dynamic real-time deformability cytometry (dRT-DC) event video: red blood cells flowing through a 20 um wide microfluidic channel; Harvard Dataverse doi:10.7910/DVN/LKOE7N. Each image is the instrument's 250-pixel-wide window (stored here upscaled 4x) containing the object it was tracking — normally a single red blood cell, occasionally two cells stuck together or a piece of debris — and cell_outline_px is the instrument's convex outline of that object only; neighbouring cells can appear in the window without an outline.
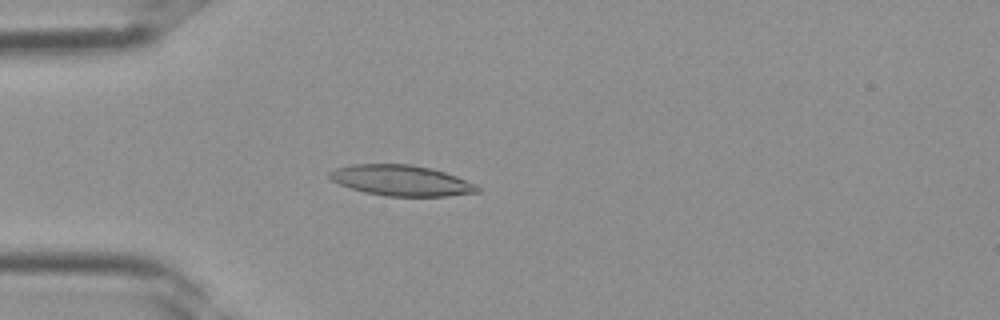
{"species": "Egyptian fruit bat (a non-hibernating species)", "species_latin": "Rousettus aegyptiacus", "temperature_condition": "room temperature", "stored_images_in_passage": 36, "camera_frame_rate_fps": 3000, "um_per_image_px": 0.085, "frame": {"image": 1, "passage_image": 10, "time_ms": 3.0, "image_size_px": [1000, 320], "cell_outline_px": [[480, 192], [448, 196], [384, 196], [364, 192], [340, 184], [332, 180], [328, 176], [328, 172], [336, 168], [352, 164], [412, 164], [432, 168], [456, 176], [476, 184], [480, 188]], "centroid_in_image_um": [34.12, 15.34], "position_along_channel_um": 50.9, "area_um2": 26.47}}
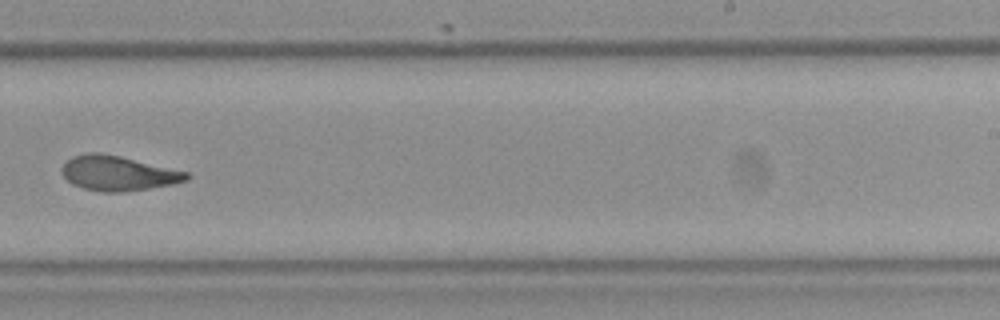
{"frame": {"image": 2, "passage_image": 23, "time_ms": 7.333, "image_size_px": [1000, 320], "cell_outline_px": [[192, 176], [188, 180], [176, 184], [124, 192], [100, 192], [84, 188], [72, 184], [60, 172], [60, 168], [72, 156], [88, 152], [100, 152], [120, 156], [188, 172]], "centroid_in_image_um": [10.05, 14.73], "position_along_channel_um": 279.0, "area_um2": 25.49}}
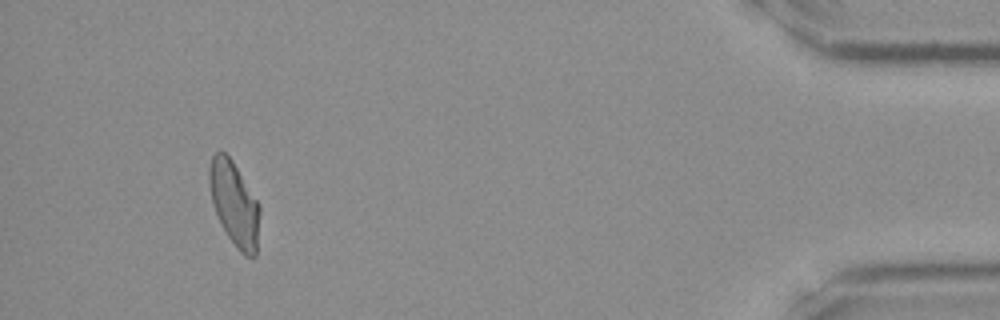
{"frame": {"image": 3, "passage_image": 34, "time_ms": 11.0, "image_size_px": [1000, 320], "cell_outline_px": [[260, 212], [256, 256], [244, 256], [240, 252], [228, 236], [212, 204], [208, 184], [208, 168], [212, 156], [216, 152], [224, 152], [232, 160], [260, 204]], "centroid_in_image_um": [19.92, 17.3], "position_along_channel_um": 415.3, "area_um2": 24.74}}